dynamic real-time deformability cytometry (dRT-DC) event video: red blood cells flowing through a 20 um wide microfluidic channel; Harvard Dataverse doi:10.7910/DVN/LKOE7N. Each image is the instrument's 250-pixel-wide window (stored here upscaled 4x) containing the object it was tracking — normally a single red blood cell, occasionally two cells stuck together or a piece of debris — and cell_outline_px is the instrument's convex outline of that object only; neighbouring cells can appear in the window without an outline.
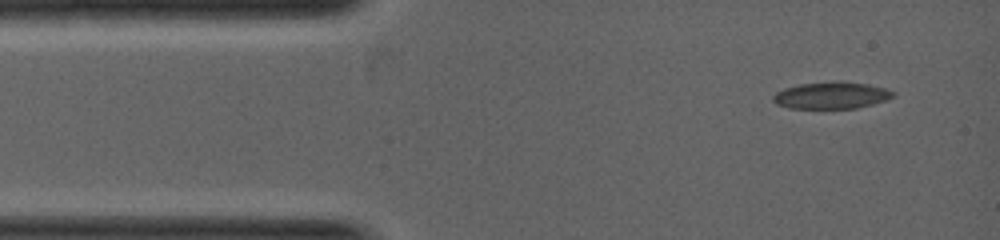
{"species": "common noctule bat (a hibernating species)", "species_latin": "Nyctalus noctula", "temperature_condition": "warm", "stored_images_in_passage": 2, "camera_frame_rate_fps": 5000, "um_per_image_px": 0.085, "animal": {"sex": "female", "body_mass_g": 19.0, "forearm_length_mm": 53.3}, "frame": {"image": 1, "passage_image": 1, "time_ms": 0.0, "image_size_px": [1000, 240], "cell_outline_px": [[896, 96], [872, 104], [856, 108], [788, 108], [776, 104], [772, 100], [772, 96], [776, 92], [784, 88], [800, 84], [836, 80], [868, 84], [884, 88], [896, 92]], "centroid_in_image_um": [70.65, 8.09], "position_along_channel_um": 14.3, "area_um2": 18.9}}